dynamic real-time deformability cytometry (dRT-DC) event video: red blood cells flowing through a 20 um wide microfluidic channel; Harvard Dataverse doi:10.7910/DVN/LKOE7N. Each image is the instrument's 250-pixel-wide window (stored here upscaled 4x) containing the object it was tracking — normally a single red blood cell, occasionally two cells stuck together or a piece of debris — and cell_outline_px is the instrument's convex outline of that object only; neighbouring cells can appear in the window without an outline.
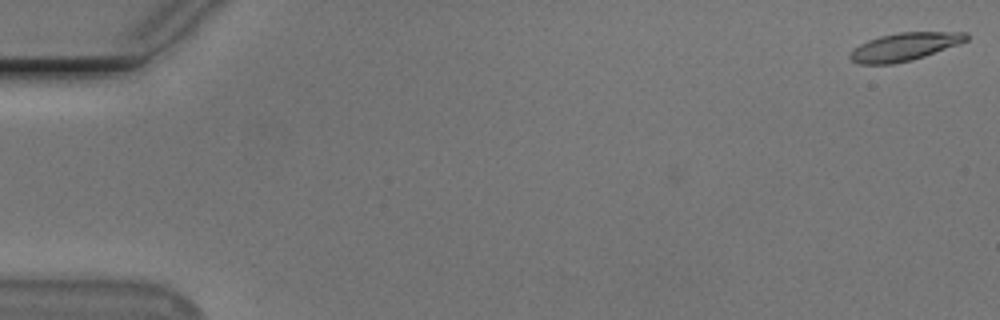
{"species": "Egyptian fruit bat (a non-hibernating species)", "species_latin": "Rousettus aegyptiacus", "temperature_condition": "cold", "stored_images_in_passage": 3, "camera_frame_rate_fps": 3000, "um_per_image_px": 0.085, "animal": {"sex": "male"}, "frame": {"image": 1, "passage_image": 1, "time_ms": 0.0, "image_size_px": [1000, 320], "cell_outline_px": [[968, 40], [924, 56], [912, 60], [892, 64], [856, 64], [848, 56], [852, 48], [868, 40], [880, 36], [900, 32], [968, 32]], "centroid_in_image_um": [76.83, 3.97], "position_along_channel_um": 8.2, "area_um2": 18.84}}